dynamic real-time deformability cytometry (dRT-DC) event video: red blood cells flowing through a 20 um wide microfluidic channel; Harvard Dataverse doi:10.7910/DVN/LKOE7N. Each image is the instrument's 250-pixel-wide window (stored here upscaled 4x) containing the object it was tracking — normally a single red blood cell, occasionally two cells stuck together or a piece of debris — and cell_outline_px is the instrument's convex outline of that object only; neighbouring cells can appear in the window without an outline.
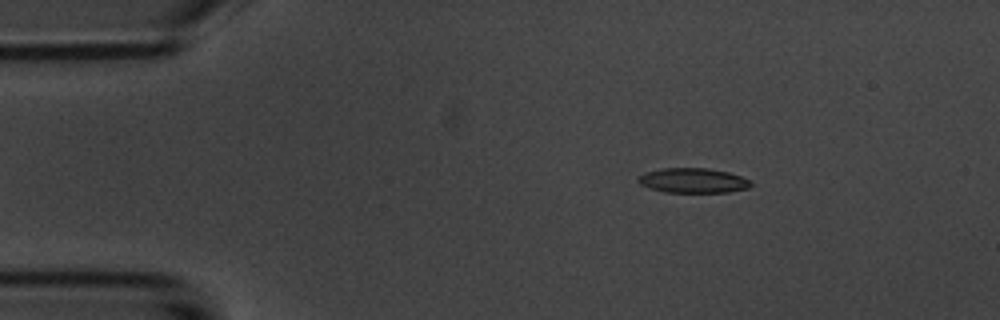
{"species": "common noctule bat (a hibernating species)", "species_latin": "Nyctalus noctula", "temperature_condition": "room temperature", "stored_images_in_passage": 4, "camera_frame_rate_fps": 3000, "um_per_image_px": 0.085, "animal": {"sex": "male", "body_mass_g": 20.1, "forearm_length_mm": 53.5}, "frame": {"image": 1, "passage_image": 2, "time_ms": 2.0, "image_size_px": [1000, 320], "cell_outline_px": [[752, 184], [748, 188], [728, 192], [664, 192], [648, 188], [640, 184], [636, 180], [644, 172], [664, 168], [708, 168], [728, 172], [752, 180]], "centroid_in_image_um": [58.9, 15.34], "position_along_channel_um": 26.1, "area_um2": 16.36}}
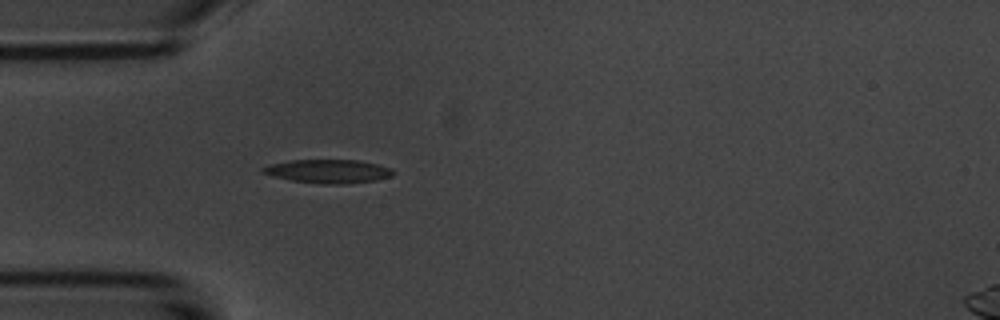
{"frame": {"image": 2, "passage_image": 4, "time_ms": 4.333, "image_size_px": [1000, 320], "cell_outline_px": [[396, 172], [392, 176], [376, 180], [344, 184], [320, 184], [292, 180], [272, 176], [260, 172], [260, 168], [268, 164], [292, 160], [360, 160], [380, 164], [392, 168]], "centroid_in_image_um": [27.92, 14.55], "position_along_channel_um": 57.1, "area_um2": 18.21}}